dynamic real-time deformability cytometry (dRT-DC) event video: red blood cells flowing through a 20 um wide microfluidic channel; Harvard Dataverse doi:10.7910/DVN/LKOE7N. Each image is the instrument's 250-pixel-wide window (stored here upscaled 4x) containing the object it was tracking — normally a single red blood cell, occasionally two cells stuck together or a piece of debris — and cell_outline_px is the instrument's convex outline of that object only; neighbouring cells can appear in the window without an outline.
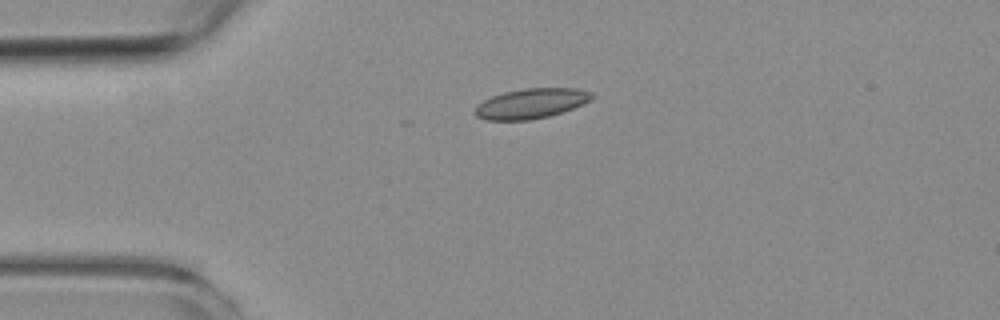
{"species": "common noctule bat (a hibernating species)", "species_latin": "Nyctalus noctula", "temperature_condition": "room temperature", "stored_images_in_passage": 3, "camera_frame_rate_fps": 3000, "um_per_image_px": 0.085, "animal": {"sex": "female", "body_mass_g": 19.3, "forearm_length_mm": 54.1}, "frame": {"image": 1, "passage_image": 2, "time_ms": 1.333, "image_size_px": [1000, 320], "cell_outline_px": [[596, 96], [592, 100], [584, 104], [548, 116], [528, 120], [484, 120], [476, 116], [472, 112], [476, 104], [492, 96], [504, 92], [524, 88], [580, 88], [592, 92]], "centroid_in_image_um": [45.14, 8.79], "position_along_channel_um": 39.9, "area_um2": 20.69}}